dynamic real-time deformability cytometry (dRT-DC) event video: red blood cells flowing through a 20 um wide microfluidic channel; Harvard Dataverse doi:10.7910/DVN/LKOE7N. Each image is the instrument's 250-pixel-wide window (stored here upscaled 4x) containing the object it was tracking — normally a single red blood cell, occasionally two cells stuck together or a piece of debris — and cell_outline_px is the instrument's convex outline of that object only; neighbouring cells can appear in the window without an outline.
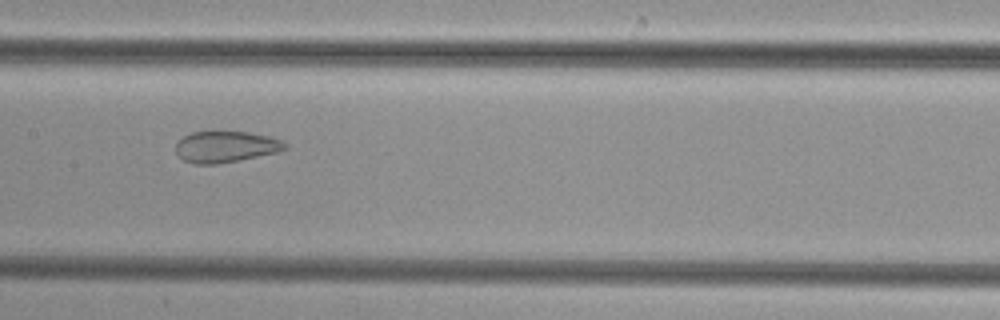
{"species": "common noctule bat (a hibernating species)", "species_latin": "Nyctalus noctula", "temperature_condition": "cold", "stored_images_in_passage": 37, "camera_frame_rate_fps": 3000, "um_per_image_px": 0.085, "animal": {"sex": "female", "body_mass_g": 29.2, "forearm_length_mm": 56.3}, "frame": {"image": 1, "passage_image": 12, "time_ms": 3.667, "image_size_px": [1000, 320], "cell_outline_px": [[288, 148], [276, 152], [216, 164], [192, 164], [184, 160], [176, 152], [176, 144], [184, 136], [192, 132], [248, 132], [268, 136], [284, 140]], "centroid_in_image_um": [19.19, 12.47], "position_along_channel_um": 188.2, "area_um2": 19.59}}
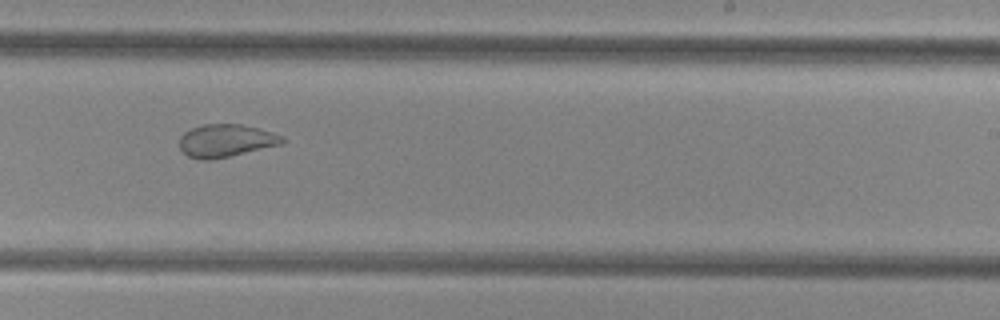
{"frame": {"image": 2, "passage_image": 18, "time_ms": 5.667, "image_size_px": [1000, 320], "cell_outline_px": [[288, 140], [280, 144], [212, 160], [200, 160], [188, 156], [180, 148], [180, 136], [184, 132], [192, 128], [204, 124], [240, 124], [272, 132], [284, 136]], "centroid_in_image_um": [19.19, 11.95], "position_along_channel_um": 269.8, "area_um2": 19.48}}
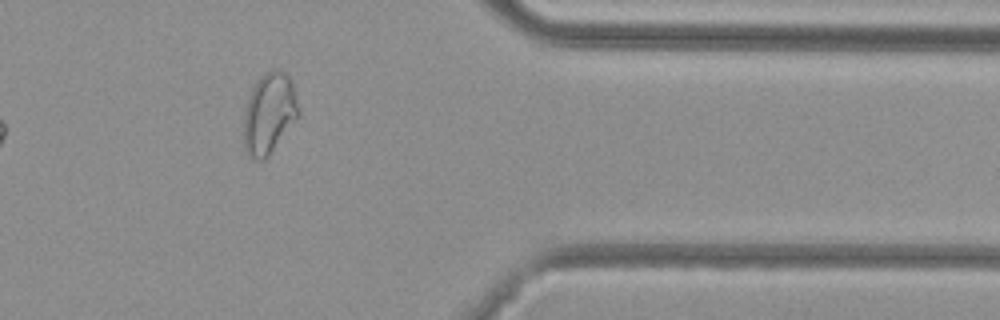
{"frame": {"image": 3, "passage_image": 28, "time_ms": 9.0, "image_size_px": [1000, 320], "cell_outline_px": [[300, 116], [268, 156], [264, 160], [252, 160], [244, 152], [244, 108], [248, 96], [256, 80], [264, 72], [272, 68], [280, 68], [288, 76], [292, 84], [300, 112]], "centroid_in_image_um": [22.86, 9.64], "position_along_channel_um": 388.5, "area_um2": 26.36}}